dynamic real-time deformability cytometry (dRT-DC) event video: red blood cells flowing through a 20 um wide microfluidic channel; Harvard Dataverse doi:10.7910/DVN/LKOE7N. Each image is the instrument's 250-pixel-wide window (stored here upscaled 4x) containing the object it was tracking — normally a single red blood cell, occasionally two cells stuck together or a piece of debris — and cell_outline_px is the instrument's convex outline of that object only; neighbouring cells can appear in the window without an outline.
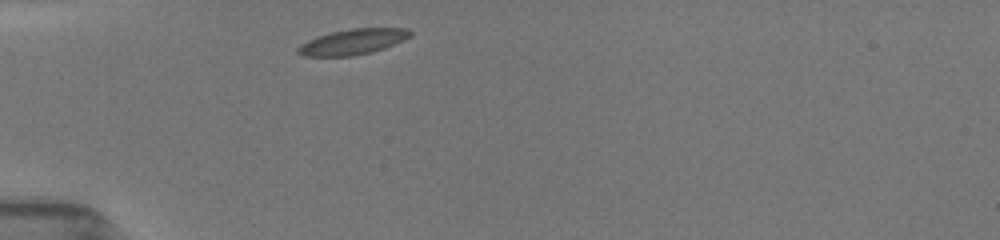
{"species": "common noctule bat (a hibernating species)", "species_latin": "Nyctalus noctula", "temperature_condition": "room temperature", "stored_images_in_passage": 37, "camera_frame_rate_fps": 3000, "um_per_image_px": 0.085, "animal": {"sex": "female", "body_mass_g": 19.5, "forearm_length_mm": 54.1}, "frame": {"image": 1, "passage_image": 1, "time_ms": 0.0, "image_size_px": [1000, 240], "cell_outline_px": [[412, 36], [384, 48], [372, 52], [352, 56], [304, 56], [296, 52], [296, 48], [300, 44], [308, 40], [332, 32], [352, 28], [408, 28], [412, 32]], "centroid_in_image_um": [29.99, 3.55], "position_along_channel_um": 55.0, "area_um2": 16.65}}
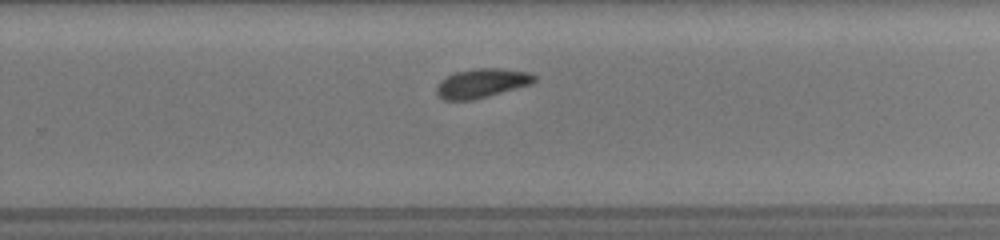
{"frame": {"image": 2, "passage_image": 20, "time_ms": 6.333, "image_size_px": [1000, 240], "cell_outline_px": [[536, 80], [532, 84], [472, 100], [444, 100], [436, 92], [436, 88], [440, 80], [456, 72], [476, 68], [500, 68], [528, 72], [536, 76]], "centroid_in_image_um": [40.96, 7.06], "position_along_channel_um": 288.8, "area_um2": 16.47}}
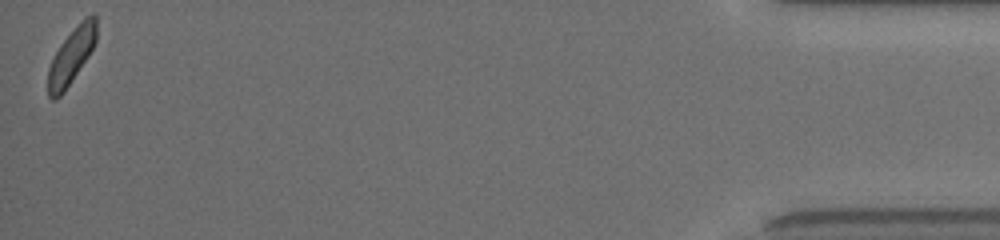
{"frame": {"image": 3, "passage_image": 37, "time_ms": 12.0, "image_size_px": [1000, 240], "cell_outline_px": [[96, 40], [88, 56], [64, 92], [56, 100], [52, 100], [48, 96], [48, 68], [60, 44], [92, 12], [96, 16]], "centroid_in_image_um": [6.05, 4.83], "position_along_channel_um": 429.2, "area_um2": 15.14}, "authors_computed_cell_mechanics": {"area_um2": 16.5308, "velocity_mm_per_s": 3.9254, "shape_relaxation_time_tau1_ms": 2.5168, "shape_relaxation_time_tau2_ms": 2.3042, "deformation_change_tau1": 0.0843, "deformation_change_tau2": 0.089}}